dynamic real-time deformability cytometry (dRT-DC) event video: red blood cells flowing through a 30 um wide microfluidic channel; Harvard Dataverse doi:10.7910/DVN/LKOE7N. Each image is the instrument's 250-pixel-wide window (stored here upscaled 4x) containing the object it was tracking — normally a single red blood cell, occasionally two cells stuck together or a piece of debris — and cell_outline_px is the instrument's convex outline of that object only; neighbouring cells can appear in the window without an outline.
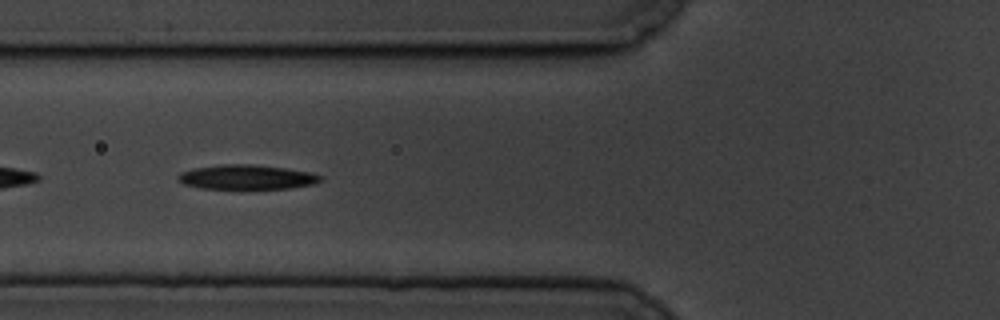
{"species": "common noctule bat (a hibernating species)", "species_latin": "Nyctalus noctula", "temperature_condition": "cold", "stored_images_in_passage": 42, "camera_frame_rate_fps": 3000, "um_per_image_px": 0.085, "animal": {"sex": "male", "body_mass_g": 19.5, "forearm_length_mm": 54.6}, "frame": {"image": 1, "passage_image": 5, "time_ms": 1.333, "image_size_px": [1000, 320], "cell_outline_px": [[324, 180], [316, 184], [288, 188], [200, 188], [184, 184], [176, 180], [176, 176], [180, 172], [196, 168], [224, 164], [252, 164], [284, 168], [312, 172], [324, 176]], "centroid_in_image_um": [21.01, 15.05], "position_along_channel_um": 104.8, "area_um2": 20.4}}
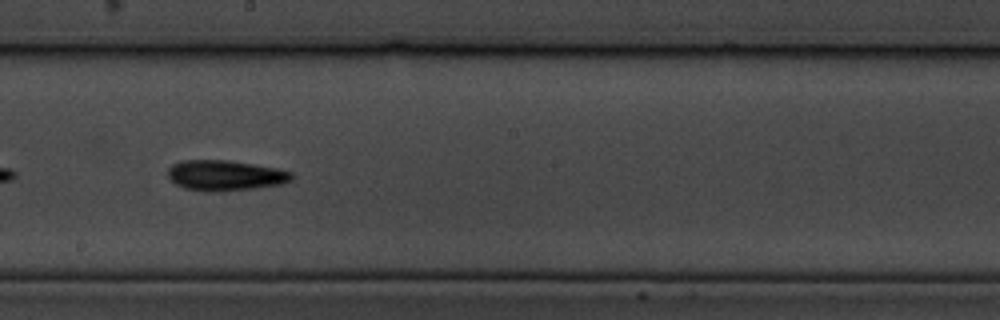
{"frame": {"image": 2, "passage_image": 16, "time_ms": 5.0, "image_size_px": [1000, 320], "cell_outline_px": [[292, 180], [280, 184], [256, 188], [216, 192], [204, 192], [184, 188], [176, 184], [168, 176], [168, 168], [172, 164], [180, 160], [228, 160], [276, 168], [292, 172]], "centroid_in_image_um": [19.1, 14.91], "position_along_channel_um": 229.1, "area_um2": 22.02}}
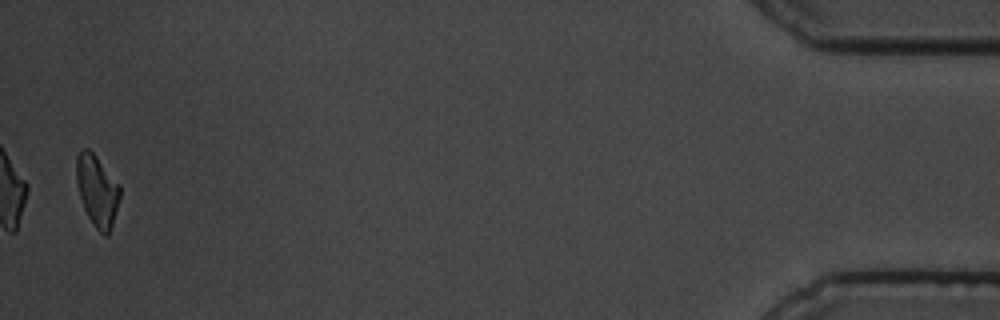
{"frame": {"image": 3, "passage_image": 41, "time_ms": 13.333, "image_size_px": [1000, 320], "cell_outline_px": [[120, 196], [112, 224], [108, 236], [104, 236], [92, 224], [84, 208], [80, 196], [76, 180], [76, 156], [84, 148], [88, 148], [96, 156], [120, 184]], "centroid_in_image_um": [8.26, 16.2], "position_along_channel_um": 426.9, "area_um2": 17.98}, "authors_computed_cell_mechanics": {"area_um2": 19.8543, "velocity_mm_per_s": 3.3857, "shape_relaxation_time_tau1_ms": 6.5315, "shape_relaxation_time_tau2_ms": null, "deformation_change_tau1": 0.1777, "deformation_change_tau2": null}}